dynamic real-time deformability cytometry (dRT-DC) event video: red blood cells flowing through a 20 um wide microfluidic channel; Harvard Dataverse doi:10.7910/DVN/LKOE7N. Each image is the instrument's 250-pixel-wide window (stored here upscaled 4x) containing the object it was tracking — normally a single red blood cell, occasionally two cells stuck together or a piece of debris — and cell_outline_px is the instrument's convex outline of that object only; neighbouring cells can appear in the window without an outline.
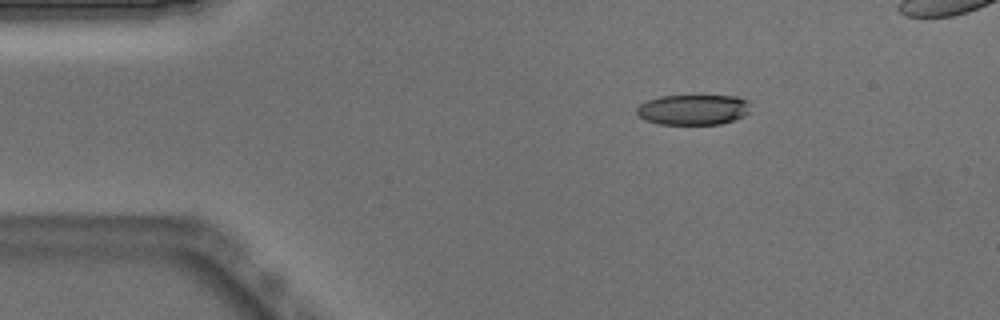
{"species": "Egyptian fruit bat (a non-hibernating species)", "species_latin": "Rousettus aegyptiacus", "temperature_condition": "warm", "stored_images_in_passage": 42, "camera_frame_rate_fps": 3000, "um_per_image_px": 0.085, "animal": {"sex": "male"}, "frame": {"image": 1, "passage_image": 2, "time_ms": 0.333, "image_size_px": [1000, 320], "cell_outline_px": [[748, 112], [744, 116], [720, 124], [660, 124], [644, 120], [636, 112], [636, 108], [640, 104], [648, 100], [660, 96], [736, 96], [748, 100]], "centroid_in_image_um": [58.9, 9.32], "position_along_channel_um": 26.1, "area_um2": 20.0}}
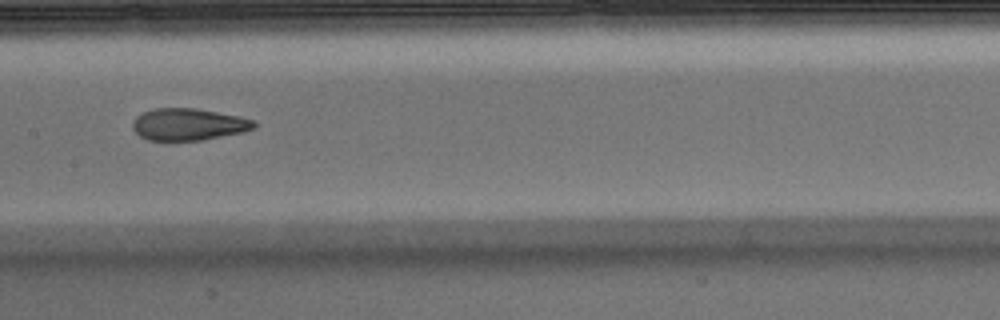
{"frame": {"image": 2, "passage_image": 19, "time_ms": 6.0, "image_size_px": [1000, 320], "cell_outline_px": [[256, 128], [240, 132], [204, 140], [148, 140], [140, 136], [132, 128], [132, 124], [136, 116], [144, 112], [156, 108], [196, 108], [236, 116], [252, 120], [256, 124]], "centroid_in_image_um": [15.98, 10.57], "position_along_channel_um": 191.4, "area_um2": 22.31}}
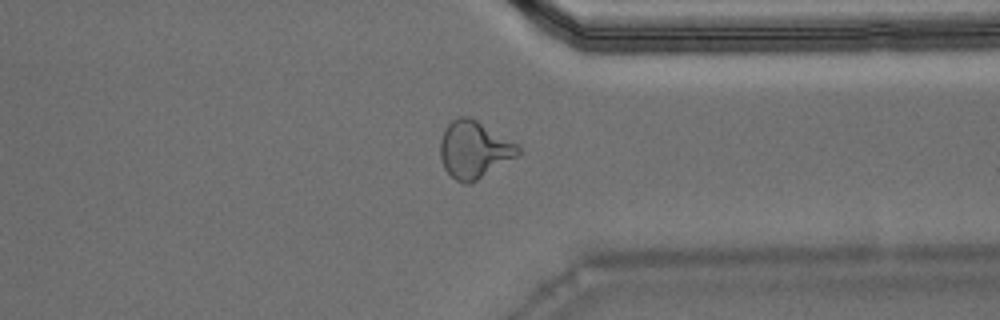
{"frame": {"image": 3, "passage_image": 33, "time_ms": 10.667, "image_size_px": [1000, 320], "cell_outline_px": [[520, 156], [476, 180], [468, 184], [464, 184], [456, 180], [444, 168], [440, 156], [440, 140], [444, 128], [456, 116], [468, 116], [476, 120], [520, 144]], "centroid_in_image_um": [40.32, 12.7], "position_along_channel_um": 371.1, "area_um2": 26.24}, "authors_computed_cell_mechanics": {"area_um2": 23.3223, "velocity_mm_per_s": 3.9137, "shape_relaxation_time_tau1_ms": null, "shape_relaxation_time_tau2_ms": 1.9758, "deformation_change_tau1": null, "deformation_change_tau2": 0.0995}}